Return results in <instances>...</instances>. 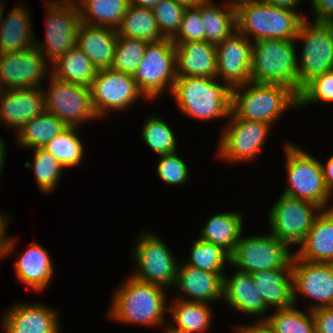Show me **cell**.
<instances>
[{
  "label": "cell",
  "mask_w": 333,
  "mask_h": 333,
  "mask_svg": "<svg viewBox=\"0 0 333 333\" xmlns=\"http://www.w3.org/2000/svg\"><path fill=\"white\" fill-rule=\"evenodd\" d=\"M165 289L130 275L115 289L108 317L124 324L161 327L166 322L165 311H168Z\"/></svg>",
  "instance_id": "6da1fadb"
},
{
  "label": "cell",
  "mask_w": 333,
  "mask_h": 333,
  "mask_svg": "<svg viewBox=\"0 0 333 333\" xmlns=\"http://www.w3.org/2000/svg\"><path fill=\"white\" fill-rule=\"evenodd\" d=\"M170 94L187 117L209 121L231 112L232 88L216 77H177Z\"/></svg>",
  "instance_id": "7a4b0ae2"
},
{
  "label": "cell",
  "mask_w": 333,
  "mask_h": 333,
  "mask_svg": "<svg viewBox=\"0 0 333 333\" xmlns=\"http://www.w3.org/2000/svg\"><path fill=\"white\" fill-rule=\"evenodd\" d=\"M236 30L249 40H294L306 19L296 10L276 7L263 0H248L235 5ZM297 11V12H296ZM252 37V38H251Z\"/></svg>",
  "instance_id": "3957f363"
},
{
  "label": "cell",
  "mask_w": 333,
  "mask_h": 333,
  "mask_svg": "<svg viewBox=\"0 0 333 333\" xmlns=\"http://www.w3.org/2000/svg\"><path fill=\"white\" fill-rule=\"evenodd\" d=\"M288 108L299 107L298 95L287 86L249 81L232 88L231 112L238 118L272 126Z\"/></svg>",
  "instance_id": "277c9868"
},
{
  "label": "cell",
  "mask_w": 333,
  "mask_h": 333,
  "mask_svg": "<svg viewBox=\"0 0 333 333\" xmlns=\"http://www.w3.org/2000/svg\"><path fill=\"white\" fill-rule=\"evenodd\" d=\"M294 40L259 39L252 43L250 77L258 83L281 84L299 95L298 55Z\"/></svg>",
  "instance_id": "5b68a950"
},
{
  "label": "cell",
  "mask_w": 333,
  "mask_h": 333,
  "mask_svg": "<svg viewBox=\"0 0 333 333\" xmlns=\"http://www.w3.org/2000/svg\"><path fill=\"white\" fill-rule=\"evenodd\" d=\"M296 146L288 143L284 147L289 186L282 194L329 209L332 195L325 183L321 161Z\"/></svg>",
  "instance_id": "8992f818"
},
{
  "label": "cell",
  "mask_w": 333,
  "mask_h": 333,
  "mask_svg": "<svg viewBox=\"0 0 333 333\" xmlns=\"http://www.w3.org/2000/svg\"><path fill=\"white\" fill-rule=\"evenodd\" d=\"M135 242L132 254L137 269L130 275L141 282L173 288L179 262L173 256L172 249L161 237L145 230Z\"/></svg>",
  "instance_id": "52a82bcc"
},
{
  "label": "cell",
  "mask_w": 333,
  "mask_h": 333,
  "mask_svg": "<svg viewBox=\"0 0 333 333\" xmlns=\"http://www.w3.org/2000/svg\"><path fill=\"white\" fill-rule=\"evenodd\" d=\"M133 78L147 100L158 99L167 89L170 94L177 78L175 44L172 40L148 43Z\"/></svg>",
  "instance_id": "ba28073f"
},
{
  "label": "cell",
  "mask_w": 333,
  "mask_h": 333,
  "mask_svg": "<svg viewBox=\"0 0 333 333\" xmlns=\"http://www.w3.org/2000/svg\"><path fill=\"white\" fill-rule=\"evenodd\" d=\"M303 42L298 56L299 93L315 77L333 68V24L301 23L294 41Z\"/></svg>",
  "instance_id": "9c48e42d"
},
{
  "label": "cell",
  "mask_w": 333,
  "mask_h": 333,
  "mask_svg": "<svg viewBox=\"0 0 333 333\" xmlns=\"http://www.w3.org/2000/svg\"><path fill=\"white\" fill-rule=\"evenodd\" d=\"M289 244L271 233L240 238L231 254V265L238 270L253 273L281 267H292L295 253Z\"/></svg>",
  "instance_id": "30bf717a"
},
{
  "label": "cell",
  "mask_w": 333,
  "mask_h": 333,
  "mask_svg": "<svg viewBox=\"0 0 333 333\" xmlns=\"http://www.w3.org/2000/svg\"><path fill=\"white\" fill-rule=\"evenodd\" d=\"M46 5L45 43L35 40L34 46L51 64L76 45V33L81 20L75 0H52L47 1Z\"/></svg>",
  "instance_id": "8fae6325"
},
{
  "label": "cell",
  "mask_w": 333,
  "mask_h": 333,
  "mask_svg": "<svg viewBox=\"0 0 333 333\" xmlns=\"http://www.w3.org/2000/svg\"><path fill=\"white\" fill-rule=\"evenodd\" d=\"M219 137L218 158L228 162H250L258 158L271 125L236 117L232 112ZM258 155V156H257Z\"/></svg>",
  "instance_id": "7c38bea8"
},
{
  "label": "cell",
  "mask_w": 333,
  "mask_h": 333,
  "mask_svg": "<svg viewBox=\"0 0 333 333\" xmlns=\"http://www.w3.org/2000/svg\"><path fill=\"white\" fill-rule=\"evenodd\" d=\"M269 213L271 234L290 246H298L323 208L311 202L282 194Z\"/></svg>",
  "instance_id": "4fadbf2b"
},
{
  "label": "cell",
  "mask_w": 333,
  "mask_h": 333,
  "mask_svg": "<svg viewBox=\"0 0 333 333\" xmlns=\"http://www.w3.org/2000/svg\"><path fill=\"white\" fill-rule=\"evenodd\" d=\"M49 87H43L45 109L68 127H79L89 120L99 119L93 109L90 88L64 82L49 76Z\"/></svg>",
  "instance_id": "5bb4252c"
},
{
  "label": "cell",
  "mask_w": 333,
  "mask_h": 333,
  "mask_svg": "<svg viewBox=\"0 0 333 333\" xmlns=\"http://www.w3.org/2000/svg\"><path fill=\"white\" fill-rule=\"evenodd\" d=\"M89 88L93 109L100 120L109 110L124 112L140 97L146 98L133 76L111 68L98 70Z\"/></svg>",
  "instance_id": "9a60e30c"
},
{
  "label": "cell",
  "mask_w": 333,
  "mask_h": 333,
  "mask_svg": "<svg viewBox=\"0 0 333 333\" xmlns=\"http://www.w3.org/2000/svg\"><path fill=\"white\" fill-rule=\"evenodd\" d=\"M47 62L34 45L25 51L0 53V87L2 90L40 88L51 75V65Z\"/></svg>",
  "instance_id": "2e32d148"
},
{
  "label": "cell",
  "mask_w": 333,
  "mask_h": 333,
  "mask_svg": "<svg viewBox=\"0 0 333 333\" xmlns=\"http://www.w3.org/2000/svg\"><path fill=\"white\" fill-rule=\"evenodd\" d=\"M293 301L296 305L297 293L311 300L310 311L333 306V263L308 262L297 258L292 260Z\"/></svg>",
  "instance_id": "e0dca14e"
},
{
  "label": "cell",
  "mask_w": 333,
  "mask_h": 333,
  "mask_svg": "<svg viewBox=\"0 0 333 333\" xmlns=\"http://www.w3.org/2000/svg\"><path fill=\"white\" fill-rule=\"evenodd\" d=\"M252 41L237 30L216 47V78L231 88L251 81Z\"/></svg>",
  "instance_id": "ac0fdd59"
},
{
  "label": "cell",
  "mask_w": 333,
  "mask_h": 333,
  "mask_svg": "<svg viewBox=\"0 0 333 333\" xmlns=\"http://www.w3.org/2000/svg\"><path fill=\"white\" fill-rule=\"evenodd\" d=\"M29 303L18 302L3 313L4 333H60L57 310Z\"/></svg>",
  "instance_id": "d6986e66"
},
{
  "label": "cell",
  "mask_w": 333,
  "mask_h": 333,
  "mask_svg": "<svg viewBox=\"0 0 333 333\" xmlns=\"http://www.w3.org/2000/svg\"><path fill=\"white\" fill-rule=\"evenodd\" d=\"M179 262L175 288H179L177 299L188 302L214 303L223 301V276ZM182 298H181V297Z\"/></svg>",
  "instance_id": "ffe728a7"
},
{
  "label": "cell",
  "mask_w": 333,
  "mask_h": 333,
  "mask_svg": "<svg viewBox=\"0 0 333 333\" xmlns=\"http://www.w3.org/2000/svg\"><path fill=\"white\" fill-rule=\"evenodd\" d=\"M42 87L2 90L0 122L10 126L8 128H15L17 133L25 123L41 115L46 110Z\"/></svg>",
  "instance_id": "44dd1931"
},
{
  "label": "cell",
  "mask_w": 333,
  "mask_h": 333,
  "mask_svg": "<svg viewBox=\"0 0 333 333\" xmlns=\"http://www.w3.org/2000/svg\"><path fill=\"white\" fill-rule=\"evenodd\" d=\"M174 44L177 77H216L217 51L214 44L205 40Z\"/></svg>",
  "instance_id": "7402d4cb"
},
{
  "label": "cell",
  "mask_w": 333,
  "mask_h": 333,
  "mask_svg": "<svg viewBox=\"0 0 333 333\" xmlns=\"http://www.w3.org/2000/svg\"><path fill=\"white\" fill-rule=\"evenodd\" d=\"M323 209L295 256L308 262L333 263V207Z\"/></svg>",
  "instance_id": "603a6c76"
},
{
  "label": "cell",
  "mask_w": 333,
  "mask_h": 333,
  "mask_svg": "<svg viewBox=\"0 0 333 333\" xmlns=\"http://www.w3.org/2000/svg\"><path fill=\"white\" fill-rule=\"evenodd\" d=\"M118 36L109 27L80 23L76 33V46L100 69L112 67Z\"/></svg>",
  "instance_id": "cb8c5ba5"
},
{
  "label": "cell",
  "mask_w": 333,
  "mask_h": 333,
  "mask_svg": "<svg viewBox=\"0 0 333 333\" xmlns=\"http://www.w3.org/2000/svg\"><path fill=\"white\" fill-rule=\"evenodd\" d=\"M223 300L245 315L263 316L269 309L255 288L252 274L240 270L223 276Z\"/></svg>",
  "instance_id": "d4e9b609"
},
{
  "label": "cell",
  "mask_w": 333,
  "mask_h": 333,
  "mask_svg": "<svg viewBox=\"0 0 333 333\" xmlns=\"http://www.w3.org/2000/svg\"><path fill=\"white\" fill-rule=\"evenodd\" d=\"M52 260L47 249L32 244L14 263L17 279L37 293L43 292L54 274Z\"/></svg>",
  "instance_id": "484cf974"
},
{
  "label": "cell",
  "mask_w": 333,
  "mask_h": 333,
  "mask_svg": "<svg viewBox=\"0 0 333 333\" xmlns=\"http://www.w3.org/2000/svg\"><path fill=\"white\" fill-rule=\"evenodd\" d=\"M255 288L268 308H289L293 301L292 267L251 273Z\"/></svg>",
  "instance_id": "4316f807"
},
{
  "label": "cell",
  "mask_w": 333,
  "mask_h": 333,
  "mask_svg": "<svg viewBox=\"0 0 333 333\" xmlns=\"http://www.w3.org/2000/svg\"><path fill=\"white\" fill-rule=\"evenodd\" d=\"M20 4L3 16L0 23V53L25 51L35 43L30 12L24 3Z\"/></svg>",
  "instance_id": "83f0119b"
},
{
  "label": "cell",
  "mask_w": 333,
  "mask_h": 333,
  "mask_svg": "<svg viewBox=\"0 0 333 333\" xmlns=\"http://www.w3.org/2000/svg\"><path fill=\"white\" fill-rule=\"evenodd\" d=\"M242 219L239 211L217 213L207 220L198 237L222 247L231 255L243 235Z\"/></svg>",
  "instance_id": "f1b7e54d"
},
{
  "label": "cell",
  "mask_w": 333,
  "mask_h": 333,
  "mask_svg": "<svg viewBox=\"0 0 333 333\" xmlns=\"http://www.w3.org/2000/svg\"><path fill=\"white\" fill-rule=\"evenodd\" d=\"M51 75L61 81L90 87L98 69L76 45L51 64Z\"/></svg>",
  "instance_id": "f546056e"
},
{
  "label": "cell",
  "mask_w": 333,
  "mask_h": 333,
  "mask_svg": "<svg viewBox=\"0 0 333 333\" xmlns=\"http://www.w3.org/2000/svg\"><path fill=\"white\" fill-rule=\"evenodd\" d=\"M213 0L200 3V17L205 31V41L217 45L236 31L235 5L218 6Z\"/></svg>",
  "instance_id": "4dcf8cb0"
},
{
  "label": "cell",
  "mask_w": 333,
  "mask_h": 333,
  "mask_svg": "<svg viewBox=\"0 0 333 333\" xmlns=\"http://www.w3.org/2000/svg\"><path fill=\"white\" fill-rule=\"evenodd\" d=\"M80 20L94 26L116 29L130 0H75Z\"/></svg>",
  "instance_id": "1f68e13d"
},
{
  "label": "cell",
  "mask_w": 333,
  "mask_h": 333,
  "mask_svg": "<svg viewBox=\"0 0 333 333\" xmlns=\"http://www.w3.org/2000/svg\"><path fill=\"white\" fill-rule=\"evenodd\" d=\"M117 36L144 40L148 43L165 39L158 28L153 10L129 4L115 29Z\"/></svg>",
  "instance_id": "d6a6232c"
},
{
  "label": "cell",
  "mask_w": 333,
  "mask_h": 333,
  "mask_svg": "<svg viewBox=\"0 0 333 333\" xmlns=\"http://www.w3.org/2000/svg\"><path fill=\"white\" fill-rule=\"evenodd\" d=\"M212 309L207 303L188 302L175 298L168 307L172 314L173 328L187 333H205L212 323Z\"/></svg>",
  "instance_id": "836d02e7"
},
{
  "label": "cell",
  "mask_w": 333,
  "mask_h": 333,
  "mask_svg": "<svg viewBox=\"0 0 333 333\" xmlns=\"http://www.w3.org/2000/svg\"><path fill=\"white\" fill-rule=\"evenodd\" d=\"M68 126L54 114L46 110L25 123L18 131L17 144L23 148H43L53 137L62 133Z\"/></svg>",
  "instance_id": "e575fe53"
},
{
  "label": "cell",
  "mask_w": 333,
  "mask_h": 333,
  "mask_svg": "<svg viewBox=\"0 0 333 333\" xmlns=\"http://www.w3.org/2000/svg\"><path fill=\"white\" fill-rule=\"evenodd\" d=\"M78 127H68L44 145L60 164L66 168L78 166L83 160L84 145L77 134Z\"/></svg>",
  "instance_id": "d590c367"
},
{
  "label": "cell",
  "mask_w": 333,
  "mask_h": 333,
  "mask_svg": "<svg viewBox=\"0 0 333 333\" xmlns=\"http://www.w3.org/2000/svg\"><path fill=\"white\" fill-rule=\"evenodd\" d=\"M25 168L32 169L35 181L41 193H51L60 184L64 167L44 148H34L33 163L27 161Z\"/></svg>",
  "instance_id": "8d00e7d4"
},
{
  "label": "cell",
  "mask_w": 333,
  "mask_h": 333,
  "mask_svg": "<svg viewBox=\"0 0 333 333\" xmlns=\"http://www.w3.org/2000/svg\"><path fill=\"white\" fill-rule=\"evenodd\" d=\"M189 256V260H183L184 264L211 273H224V264L231 263V255L227 251L200 238L191 244Z\"/></svg>",
  "instance_id": "74e56055"
},
{
  "label": "cell",
  "mask_w": 333,
  "mask_h": 333,
  "mask_svg": "<svg viewBox=\"0 0 333 333\" xmlns=\"http://www.w3.org/2000/svg\"><path fill=\"white\" fill-rule=\"evenodd\" d=\"M307 313L293 305L277 309L274 314L260 320H266L276 333H316L312 312L309 310Z\"/></svg>",
  "instance_id": "f35d334b"
},
{
  "label": "cell",
  "mask_w": 333,
  "mask_h": 333,
  "mask_svg": "<svg viewBox=\"0 0 333 333\" xmlns=\"http://www.w3.org/2000/svg\"><path fill=\"white\" fill-rule=\"evenodd\" d=\"M149 117L142 127V141L158 155L176 152L178 146L172 128L160 116H154V113Z\"/></svg>",
  "instance_id": "ab89813d"
},
{
  "label": "cell",
  "mask_w": 333,
  "mask_h": 333,
  "mask_svg": "<svg viewBox=\"0 0 333 333\" xmlns=\"http://www.w3.org/2000/svg\"><path fill=\"white\" fill-rule=\"evenodd\" d=\"M147 44L144 40L118 36L111 69L134 76Z\"/></svg>",
  "instance_id": "60d3db41"
},
{
  "label": "cell",
  "mask_w": 333,
  "mask_h": 333,
  "mask_svg": "<svg viewBox=\"0 0 333 333\" xmlns=\"http://www.w3.org/2000/svg\"><path fill=\"white\" fill-rule=\"evenodd\" d=\"M186 7L173 0H161L152 10L165 39H173L181 26Z\"/></svg>",
  "instance_id": "b9f144b4"
},
{
  "label": "cell",
  "mask_w": 333,
  "mask_h": 333,
  "mask_svg": "<svg viewBox=\"0 0 333 333\" xmlns=\"http://www.w3.org/2000/svg\"><path fill=\"white\" fill-rule=\"evenodd\" d=\"M333 102V71L325 72L309 81L298 95V107L311 103Z\"/></svg>",
  "instance_id": "7bdbcfd3"
},
{
  "label": "cell",
  "mask_w": 333,
  "mask_h": 333,
  "mask_svg": "<svg viewBox=\"0 0 333 333\" xmlns=\"http://www.w3.org/2000/svg\"><path fill=\"white\" fill-rule=\"evenodd\" d=\"M177 152L160 155L157 174L167 185H181L189 180V169Z\"/></svg>",
  "instance_id": "ee69618b"
},
{
  "label": "cell",
  "mask_w": 333,
  "mask_h": 333,
  "mask_svg": "<svg viewBox=\"0 0 333 333\" xmlns=\"http://www.w3.org/2000/svg\"><path fill=\"white\" fill-rule=\"evenodd\" d=\"M205 40V31L200 17V3L197 6L186 7L177 35L173 43Z\"/></svg>",
  "instance_id": "f6af8a7d"
},
{
  "label": "cell",
  "mask_w": 333,
  "mask_h": 333,
  "mask_svg": "<svg viewBox=\"0 0 333 333\" xmlns=\"http://www.w3.org/2000/svg\"><path fill=\"white\" fill-rule=\"evenodd\" d=\"M311 312L316 333H333V306L315 309Z\"/></svg>",
  "instance_id": "bcb514c9"
},
{
  "label": "cell",
  "mask_w": 333,
  "mask_h": 333,
  "mask_svg": "<svg viewBox=\"0 0 333 333\" xmlns=\"http://www.w3.org/2000/svg\"><path fill=\"white\" fill-rule=\"evenodd\" d=\"M314 22L321 24H333V0H310Z\"/></svg>",
  "instance_id": "7dc6e473"
},
{
  "label": "cell",
  "mask_w": 333,
  "mask_h": 333,
  "mask_svg": "<svg viewBox=\"0 0 333 333\" xmlns=\"http://www.w3.org/2000/svg\"><path fill=\"white\" fill-rule=\"evenodd\" d=\"M9 216H5L2 212H0V260L4 256L10 255L16 247V241L13 238H9L6 233V229L9 224ZM8 237V238H7Z\"/></svg>",
  "instance_id": "c3c4849f"
},
{
  "label": "cell",
  "mask_w": 333,
  "mask_h": 333,
  "mask_svg": "<svg viewBox=\"0 0 333 333\" xmlns=\"http://www.w3.org/2000/svg\"><path fill=\"white\" fill-rule=\"evenodd\" d=\"M257 323V324H256ZM236 333H276L266 320H257L253 325L240 326Z\"/></svg>",
  "instance_id": "681fc988"
},
{
  "label": "cell",
  "mask_w": 333,
  "mask_h": 333,
  "mask_svg": "<svg viewBox=\"0 0 333 333\" xmlns=\"http://www.w3.org/2000/svg\"><path fill=\"white\" fill-rule=\"evenodd\" d=\"M321 165L327 189L333 195V155L329 156L326 163L321 162Z\"/></svg>",
  "instance_id": "f907efd6"
},
{
  "label": "cell",
  "mask_w": 333,
  "mask_h": 333,
  "mask_svg": "<svg viewBox=\"0 0 333 333\" xmlns=\"http://www.w3.org/2000/svg\"><path fill=\"white\" fill-rule=\"evenodd\" d=\"M268 4H271L276 7L288 8L295 10L302 0H263Z\"/></svg>",
  "instance_id": "816d5d0a"
},
{
  "label": "cell",
  "mask_w": 333,
  "mask_h": 333,
  "mask_svg": "<svg viewBox=\"0 0 333 333\" xmlns=\"http://www.w3.org/2000/svg\"><path fill=\"white\" fill-rule=\"evenodd\" d=\"M161 0H130V4L142 7L153 9Z\"/></svg>",
  "instance_id": "f5cc1de1"
},
{
  "label": "cell",
  "mask_w": 333,
  "mask_h": 333,
  "mask_svg": "<svg viewBox=\"0 0 333 333\" xmlns=\"http://www.w3.org/2000/svg\"><path fill=\"white\" fill-rule=\"evenodd\" d=\"M6 144H5V142L0 138V176H2V174L1 173H3L2 172V170H3V167H4V162L6 161L5 159H6V154H7V152H6Z\"/></svg>",
  "instance_id": "db71d44e"
},
{
  "label": "cell",
  "mask_w": 333,
  "mask_h": 333,
  "mask_svg": "<svg viewBox=\"0 0 333 333\" xmlns=\"http://www.w3.org/2000/svg\"><path fill=\"white\" fill-rule=\"evenodd\" d=\"M178 4H181L185 7H193L197 6L199 3H201L203 0H173Z\"/></svg>",
  "instance_id": "11a10c76"
},
{
  "label": "cell",
  "mask_w": 333,
  "mask_h": 333,
  "mask_svg": "<svg viewBox=\"0 0 333 333\" xmlns=\"http://www.w3.org/2000/svg\"><path fill=\"white\" fill-rule=\"evenodd\" d=\"M168 328V329H167ZM164 333H187L173 328L172 326L167 327Z\"/></svg>",
  "instance_id": "9f6ffc18"
},
{
  "label": "cell",
  "mask_w": 333,
  "mask_h": 333,
  "mask_svg": "<svg viewBox=\"0 0 333 333\" xmlns=\"http://www.w3.org/2000/svg\"><path fill=\"white\" fill-rule=\"evenodd\" d=\"M2 2L3 1L0 0V23L3 19V14H4V11H5V10H3L4 9V6H3L4 4Z\"/></svg>",
  "instance_id": "6f0895ef"
},
{
  "label": "cell",
  "mask_w": 333,
  "mask_h": 333,
  "mask_svg": "<svg viewBox=\"0 0 333 333\" xmlns=\"http://www.w3.org/2000/svg\"><path fill=\"white\" fill-rule=\"evenodd\" d=\"M243 1H248V0H227V3L236 5V4H238L240 2H243Z\"/></svg>",
  "instance_id": "680465c9"
}]
</instances>
